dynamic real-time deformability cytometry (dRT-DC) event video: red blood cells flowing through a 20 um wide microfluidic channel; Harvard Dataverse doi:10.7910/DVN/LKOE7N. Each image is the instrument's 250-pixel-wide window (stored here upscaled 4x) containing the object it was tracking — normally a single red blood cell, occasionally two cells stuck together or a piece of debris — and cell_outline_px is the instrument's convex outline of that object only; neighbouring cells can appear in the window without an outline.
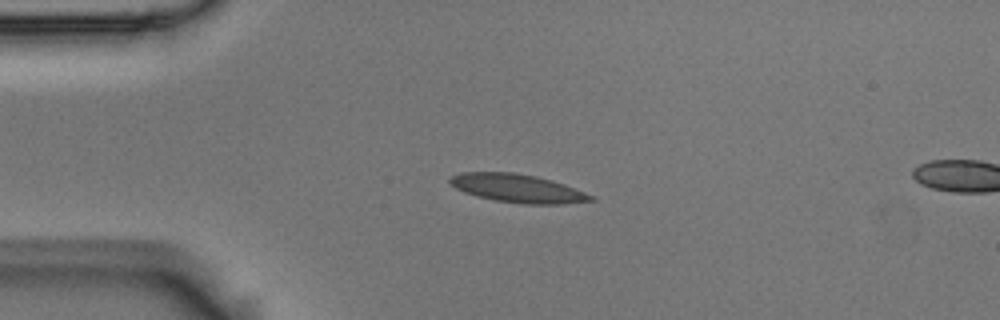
{"species": "Egyptian fruit bat (a non-hibernating species)", "species_latin": "Rousettus aegyptiacus", "temperature_condition": "room temperature", "stored_images_in_passage": 4, "camera_frame_rate_fps": 3000, "um_per_image_px": 0.085, "animal": {"sex": "male"}, "frame": {"image": 1, "passage_image": 3, "time_ms": 0.667, "image_size_px": [1000, 320], "cell_outline_px": [[596, 200], [564, 204], [524, 204], [496, 200], [476, 196], [464, 192], [456, 188], [448, 180], [452, 176], [460, 172], [512, 172], [536, 176], [552, 180], [564, 184], [596, 196]], "centroid_in_image_um": [44.04, 16.01], "position_along_channel_um": 41.0, "area_um2": 23.29}}